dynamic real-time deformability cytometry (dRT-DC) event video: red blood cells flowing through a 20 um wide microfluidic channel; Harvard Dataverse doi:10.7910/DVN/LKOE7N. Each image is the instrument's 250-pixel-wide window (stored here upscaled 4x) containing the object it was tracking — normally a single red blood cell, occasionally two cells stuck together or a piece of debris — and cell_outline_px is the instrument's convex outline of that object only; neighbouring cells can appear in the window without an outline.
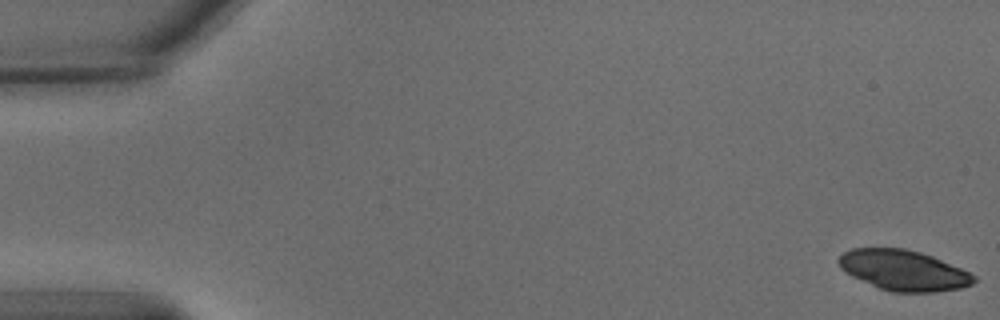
{"species": "common noctule bat (a hibernating species)", "species_latin": "Nyctalus noctula", "temperature_condition": "warm", "stored_images_in_passage": 56, "camera_frame_rate_fps": 3000, "um_per_image_px": 0.085, "animal": {"sex": "male", "body_mass_g": 15.6}, "frame": {"image": 1, "passage_image": 1, "time_ms": 0.0, "image_size_px": [1000, 320], "cell_outline_px": [[976, 280], [972, 284], [960, 288], [936, 292], [892, 292], [880, 288], [852, 276], [844, 272], [840, 268], [836, 260], [844, 252], [852, 248], [904, 248], [920, 252], [932, 256], [960, 268], [976, 276]], "centroid_in_image_um": [76.77, 22.97], "position_along_channel_um": 8.2, "area_um2": 31.73}}
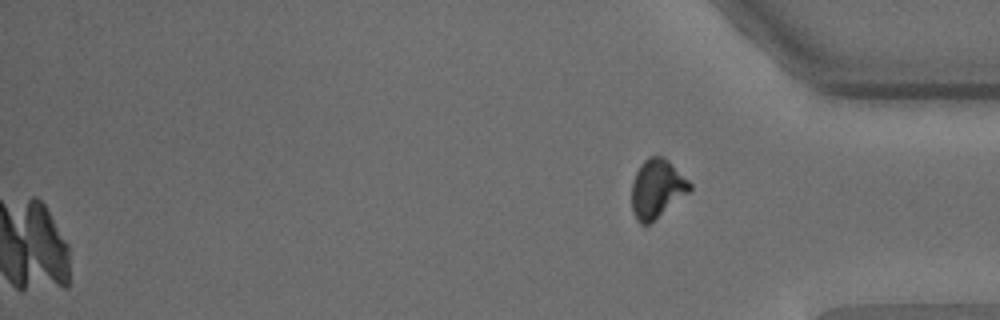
{"frame": {"image": 2, "passage_image": 56, "time_ms": 18.333, "image_size_px": [1000, 320], "cell_outline_px": [[692, 188], [688, 192], [648, 224], [640, 224], [636, 220], [632, 212], [632, 180], [640, 164], [648, 156], [660, 156], [668, 160], [692, 184]], "centroid_in_image_um": [55.8, 16.02], "position_along_channel_um": 379.4, "area_um2": 19.54}}